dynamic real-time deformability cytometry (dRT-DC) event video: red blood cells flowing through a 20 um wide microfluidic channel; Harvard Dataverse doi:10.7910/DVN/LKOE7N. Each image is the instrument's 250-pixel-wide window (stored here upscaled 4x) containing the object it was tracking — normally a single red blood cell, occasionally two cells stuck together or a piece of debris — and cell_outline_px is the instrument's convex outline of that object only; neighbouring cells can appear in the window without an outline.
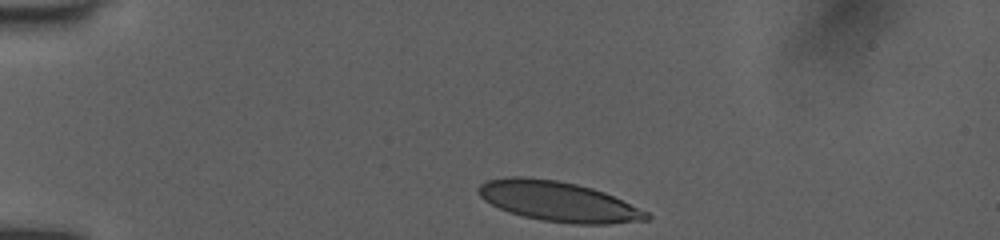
{"species": "human", "species_latin": "Homo sapiens", "temperature_condition": "room temperature", "stored_images_in_passage": 35, "camera_frame_rate_fps": 3000, "um_per_image_px": 0.085, "donor": {"sex": "female"}, "frame": {"image": 1, "passage_image": 1, "time_ms": 0.0, "image_size_px": [1000, 240], "cell_outline_px": [[652, 216], [648, 220], [608, 224], [572, 224], [544, 220], [524, 216], [508, 212], [484, 200], [476, 192], [476, 188], [480, 184], [488, 180], [512, 176], [524, 176], [556, 180], [576, 184], [592, 188], [604, 192], [648, 212]], "centroid_in_image_um": [47.44, 17.12], "position_along_channel_um": 37.6, "area_um2": 39.07}}
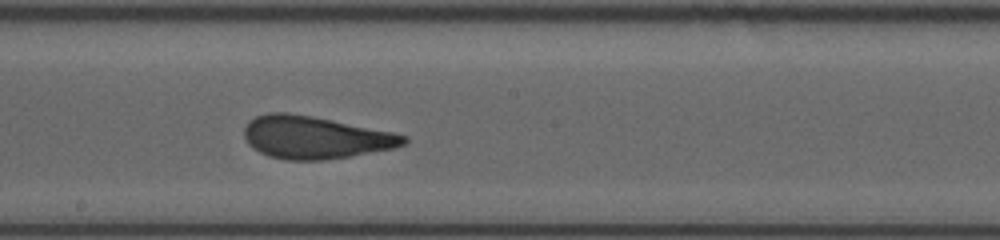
{"frame": {"image": 2, "passage_image": 19, "time_ms": 6.0, "image_size_px": [1000, 240], "cell_outline_px": [[408, 140], [404, 144], [396, 148], [324, 160], [284, 160], [268, 156], [252, 148], [248, 144], [244, 136], [244, 128], [248, 120], [256, 116], [268, 112], [288, 112], [312, 116], [392, 132], [408, 136]], "centroid_in_image_um": [26.74, 11.68], "position_along_channel_um": 221.5, "area_um2": 39.59}}
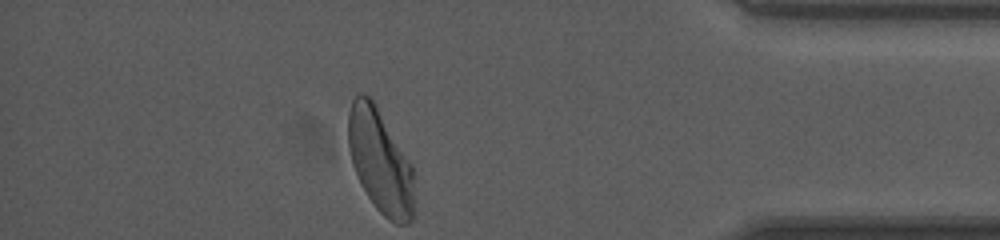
{"frame": {"image": 3, "passage_image": 35, "time_ms": 11.333, "image_size_px": [1000, 240], "cell_outline_px": [[416, 212], [412, 220], [408, 224], [396, 224], [388, 220], [376, 208], [368, 196], [352, 164], [348, 148], [348, 112], [352, 100], [360, 92], [364, 92], [372, 100], [412, 164]], "centroid_in_image_um": [32.34, 13.76], "position_along_channel_um": 402.9, "area_um2": 40.06}, "authors_computed_cell_mechanics": {"area_um2": 39.882, "velocity_mm_per_s": 3.9857, "shape_relaxation_time_tau1_ms": 4.4162, "shape_relaxation_time_tau2_ms": 0.878, "deformation_change_tau1": 0.1663, "deformation_change_tau2": 0.0807}}